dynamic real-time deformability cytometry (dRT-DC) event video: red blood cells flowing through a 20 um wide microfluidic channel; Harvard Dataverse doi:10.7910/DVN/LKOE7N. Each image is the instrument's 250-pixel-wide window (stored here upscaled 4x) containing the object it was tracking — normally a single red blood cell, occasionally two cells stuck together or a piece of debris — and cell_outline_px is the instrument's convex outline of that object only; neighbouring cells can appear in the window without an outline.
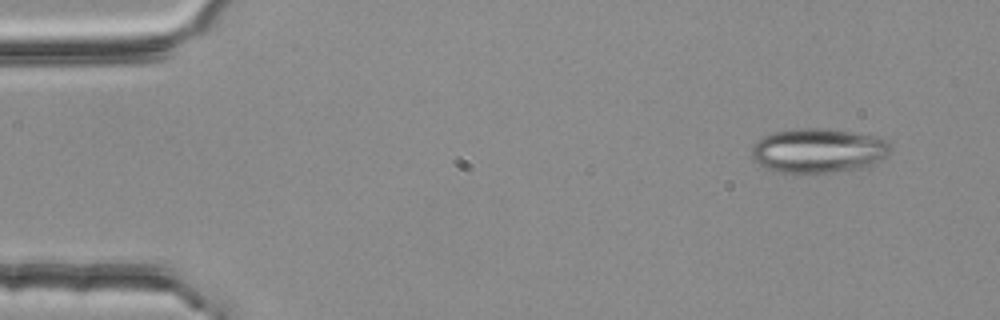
{"species": "common noctule bat (a hibernating species)", "species_latin": "Nyctalus noctula", "temperature_condition": "room temperature", "stored_images_in_passage": 4, "camera_frame_rate_fps": 3000, "um_per_image_px": 0.085, "animal": {"sex": "female", "body_mass_g": 25.1}, "frame": {"image": 1, "passage_image": 1, "time_ms": 0.0, "image_size_px": [1000, 320], "cell_outline_px": [[892, 148], [876, 164], [860, 168], [832, 172], [776, 172], [752, 160], [752, 148], [764, 136], [772, 132], [800, 128], [824, 128], [876, 136], [888, 140]], "centroid_in_image_um": [69.58, 12.79], "position_along_channel_um": 15.4, "area_um2": 35.72}}